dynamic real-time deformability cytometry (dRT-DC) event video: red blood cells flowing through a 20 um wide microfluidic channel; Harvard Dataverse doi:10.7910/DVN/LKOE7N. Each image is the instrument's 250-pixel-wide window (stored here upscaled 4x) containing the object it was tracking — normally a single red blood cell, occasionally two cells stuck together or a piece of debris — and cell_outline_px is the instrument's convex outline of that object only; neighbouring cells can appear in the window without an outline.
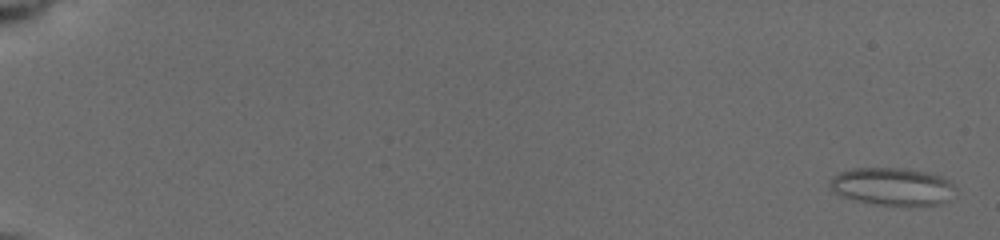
{"species": "common noctule bat (a hibernating species)", "species_latin": "Nyctalus noctula", "temperature_condition": "cold", "stored_images_in_passage": 7, "camera_frame_rate_fps": 3000, "um_per_image_px": 0.085, "animal": {"sex": "female", "body_mass_g": 19.5, "forearm_length_mm": 54.1}, "frame": {"image": 1, "passage_image": 1, "time_ms": 0.0, "image_size_px": [1000, 240], "cell_outline_px": [[956, 188], [940, 204], [876, 204], [840, 196], [832, 188], [832, 176], [840, 172], [856, 168], [904, 168], [924, 172], [940, 176], [948, 180]], "centroid_in_image_um": [75.82, 15.83], "position_along_channel_um": 9.2, "area_um2": 26.53}}